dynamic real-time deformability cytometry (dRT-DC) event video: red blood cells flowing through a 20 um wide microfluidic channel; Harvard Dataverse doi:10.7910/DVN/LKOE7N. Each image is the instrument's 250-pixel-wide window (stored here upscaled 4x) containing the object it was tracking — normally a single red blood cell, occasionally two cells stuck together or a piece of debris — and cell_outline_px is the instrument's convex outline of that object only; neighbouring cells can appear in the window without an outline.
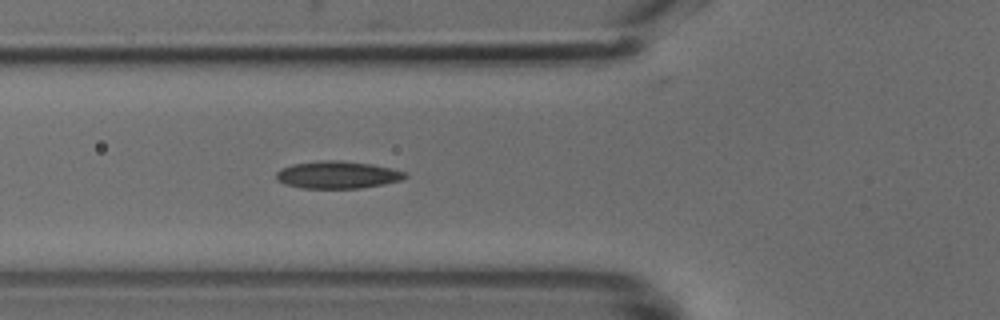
{"species": "common noctule bat (a hibernating species)", "species_latin": "Nyctalus noctula", "temperature_condition": "cold", "stored_images_in_passage": 33, "camera_frame_rate_fps": 3000, "um_per_image_px": 0.085, "animal": {"sex": "male", "body_mass_g": 18.8}, "frame": {"image": 1, "passage_image": 2, "time_ms": 0.333, "image_size_px": [1000, 320], "cell_outline_px": [[408, 176], [400, 180], [384, 184], [360, 188], [300, 188], [284, 184], [276, 180], [276, 172], [292, 164], [328, 160], [340, 160], [372, 164], [408, 172]], "centroid_in_image_um": [28.7, 14.86], "position_along_channel_um": 97.1, "area_um2": 20.52}}
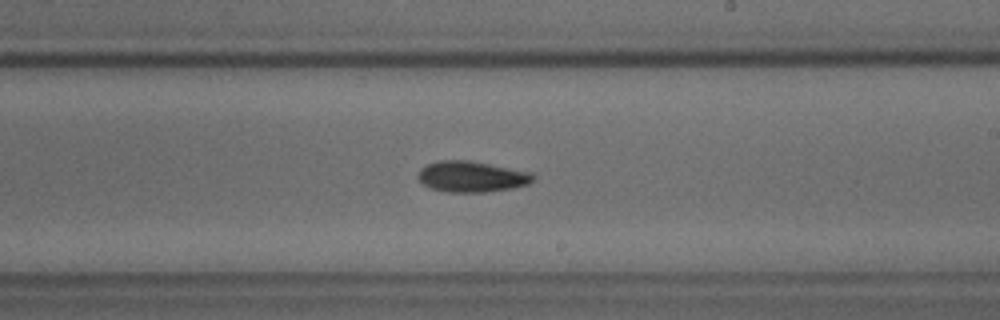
{"frame": {"image": 2, "passage_image": 13, "time_ms": 4.0, "image_size_px": [1000, 320], "cell_outline_px": [[532, 180], [528, 184], [512, 188], [484, 192], [448, 192], [428, 188], [416, 176], [420, 168], [428, 164], [440, 160], [468, 160], [532, 172]], "centroid_in_image_um": [40.04, 15.01], "position_along_channel_um": 249.0, "area_um2": 20.63}}
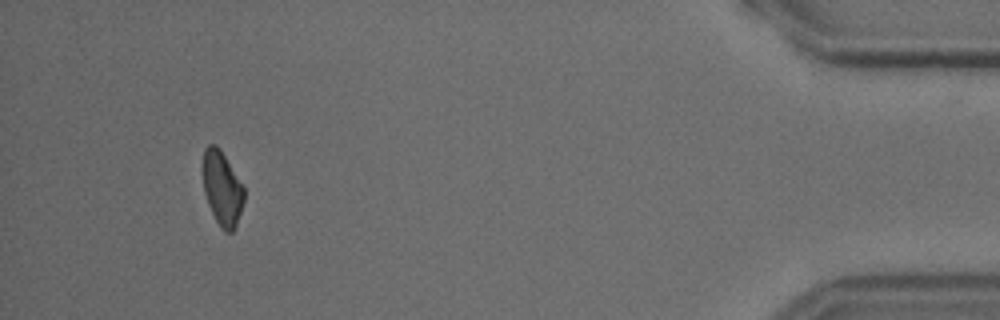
{"frame": {"image": 3, "passage_image": 30, "time_ms": 9.667, "image_size_px": [1000, 320], "cell_outline_px": [[244, 200], [236, 224], [232, 232], [224, 232], [220, 228], [208, 204], [204, 192], [200, 168], [204, 148], [208, 144], [216, 144], [220, 148], [244, 188]], "centroid_in_image_um": [18.82, 15.96], "position_along_channel_um": 416.4, "area_um2": 18.09}}